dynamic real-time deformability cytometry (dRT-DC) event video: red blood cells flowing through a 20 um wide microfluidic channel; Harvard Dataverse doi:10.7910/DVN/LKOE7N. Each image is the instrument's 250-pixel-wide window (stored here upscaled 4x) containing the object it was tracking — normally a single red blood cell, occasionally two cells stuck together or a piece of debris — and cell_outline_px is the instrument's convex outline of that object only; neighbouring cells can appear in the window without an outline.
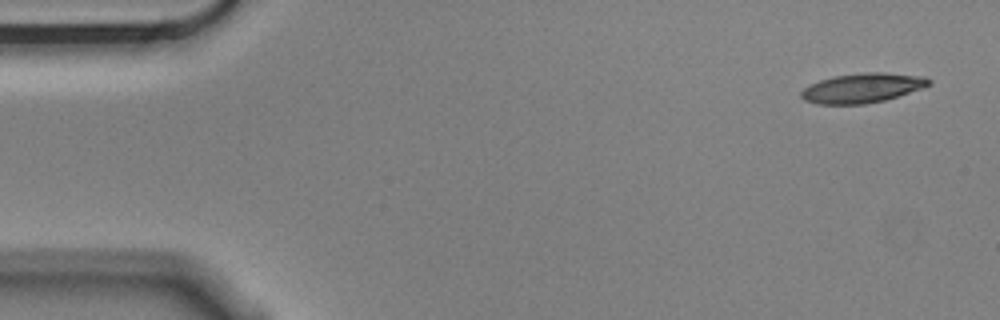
{"species": "Egyptian fruit bat (a non-hibernating species)", "species_latin": "Rousettus aegyptiacus", "temperature_condition": "cold", "stored_images_in_passage": 7, "camera_frame_rate_fps": 3000, "um_per_image_px": 0.085, "animal": {"sex": "male"}, "frame": {"image": 1, "passage_image": 1, "time_ms": 0.0, "image_size_px": [1000, 320], "cell_outline_px": [[932, 84], [924, 88], [884, 100], [864, 104], [816, 104], [804, 100], [800, 96], [800, 92], [804, 88], [820, 80], [836, 76], [868, 72], [884, 72], [924, 76], [932, 80]], "centroid_in_image_um": [73.34, 7.48], "position_along_channel_um": 11.7, "area_um2": 21.96}}
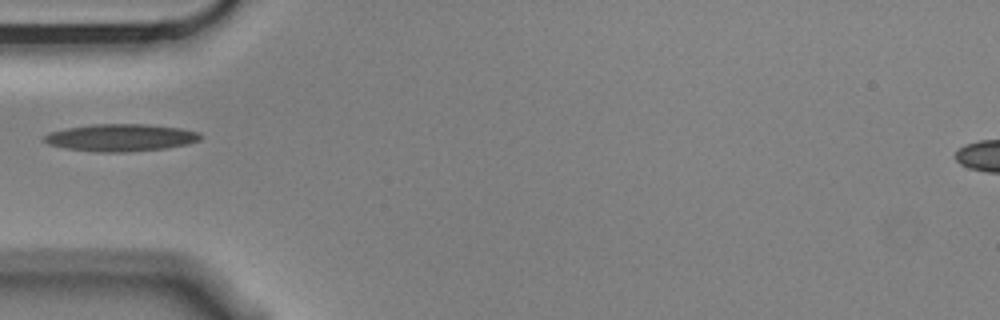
{"frame": {"image": 2, "passage_image": 5, "time_ms": 1.333, "image_size_px": [1000, 320], "cell_outline_px": [[204, 136], [200, 140], [188, 144], [164, 148], [124, 152], [96, 152], [64, 148], [48, 144], [40, 140], [48, 132], [64, 128], [92, 124], [148, 124], [180, 128], [200, 132]], "centroid_in_image_um": [10.23, 11.69], "position_along_channel_um": 74.8, "area_um2": 25.14}}
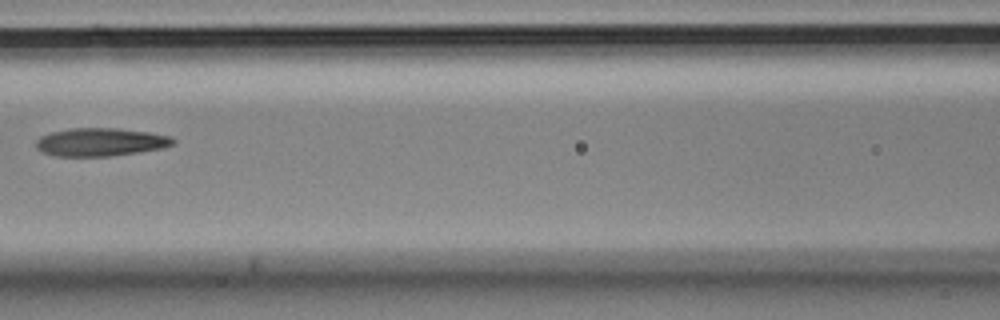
{"frame": {"image": 3, "passage_image": 7, "time_ms": 2.0, "image_size_px": [1000, 320], "cell_outline_px": [[176, 140], [172, 144], [160, 148], [136, 152], [108, 156], [56, 156], [44, 152], [36, 148], [36, 140], [40, 136], [52, 132], [72, 128], [120, 128], [148, 132], [172, 136]], "centroid_in_image_um": [8.53, 12.06], "position_along_channel_um": 158.1, "area_um2": 22.25}}